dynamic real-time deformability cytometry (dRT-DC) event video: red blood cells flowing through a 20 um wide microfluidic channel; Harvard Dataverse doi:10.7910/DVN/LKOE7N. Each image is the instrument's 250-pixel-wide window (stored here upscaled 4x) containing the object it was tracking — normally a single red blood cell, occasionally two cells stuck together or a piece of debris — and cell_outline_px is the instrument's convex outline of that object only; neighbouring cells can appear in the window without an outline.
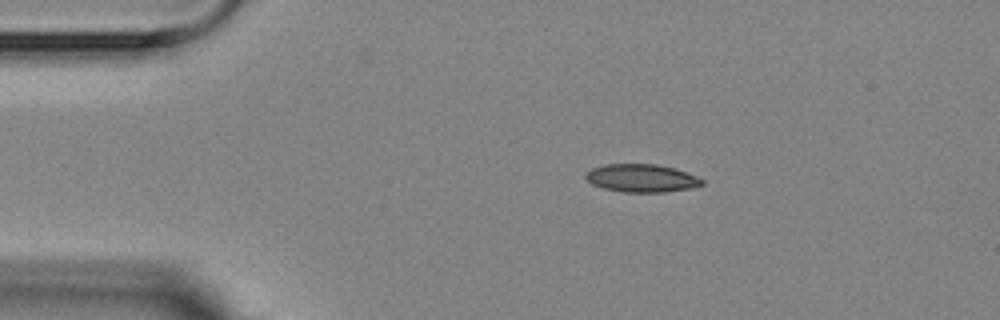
{"species": "Egyptian fruit bat (a non-hibernating species)", "species_latin": "Rousettus aegyptiacus", "temperature_condition": "room temperature", "stored_images_in_passage": 6, "camera_frame_rate_fps": 3000, "um_per_image_px": 0.085, "animal": {"sex": "female"}, "frame": {"image": 1, "passage_image": 1, "time_ms": 0.0, "image_size_px": [1000, 320], "cell_outline_px": [[704, 184], [692, 188], [664, 192], [620, 192], [604, 188], [592, 184], [584, 176], [592, 168], [604, 164], [656, 164], [676, 168], [696, 176], [704, 180]], "centroid_in_image_um": [54.56, 15.14], "position_along_channel_um": 30.4, "area_um2": 19.02}}
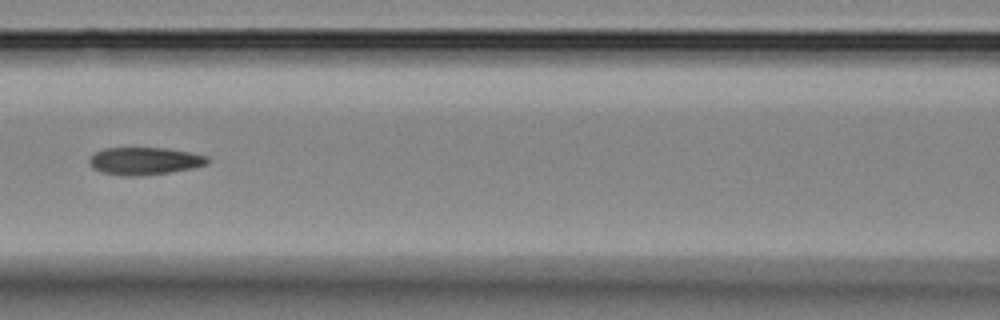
{"frame": {"image": 2, "passage_image": 5, "time_ms": 4.667, "image_size_px": [1000, 320], "cell_outline_px": [[208, 164], [192, 168], [168, 172], [140, 176], [120, 176], [100, 172], [92, 168], [88, 164], [88, 160], [96, 152], [104, 148], [168, 148], [208, 156]], "centroid_in_image_um": [12.25, 13.69], "position_along_channel_um": 154.4, "area_um2": 19.02}}
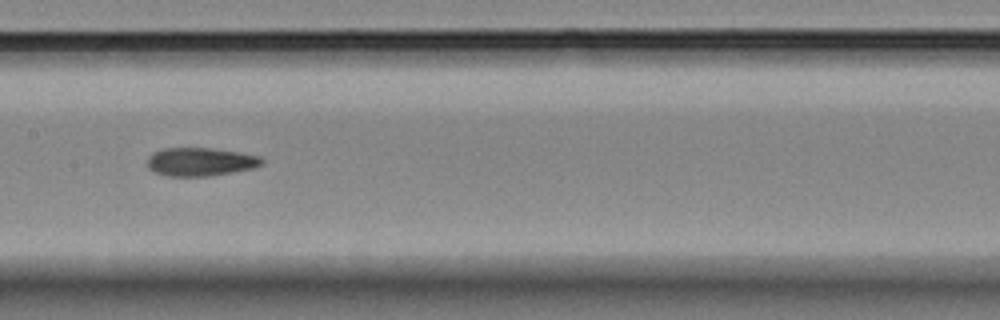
{"frame": {"image": 3, "passage_image": 6, "time_ms": 5.667, "image_size_px": [1000, 320], "cell_outline_px": [[264, 164], [252, 168], [208, 176], [168, 176], [156, 172], [148, 168], [148, 156], [152, 152], [164, 148], [212, 148], [240, 152], [260, 156], [264, 160]], "centroid_in_image_um": [17.04, 13.74], "position_along_channel_um": 190.4, "area_um2": 18.9}}